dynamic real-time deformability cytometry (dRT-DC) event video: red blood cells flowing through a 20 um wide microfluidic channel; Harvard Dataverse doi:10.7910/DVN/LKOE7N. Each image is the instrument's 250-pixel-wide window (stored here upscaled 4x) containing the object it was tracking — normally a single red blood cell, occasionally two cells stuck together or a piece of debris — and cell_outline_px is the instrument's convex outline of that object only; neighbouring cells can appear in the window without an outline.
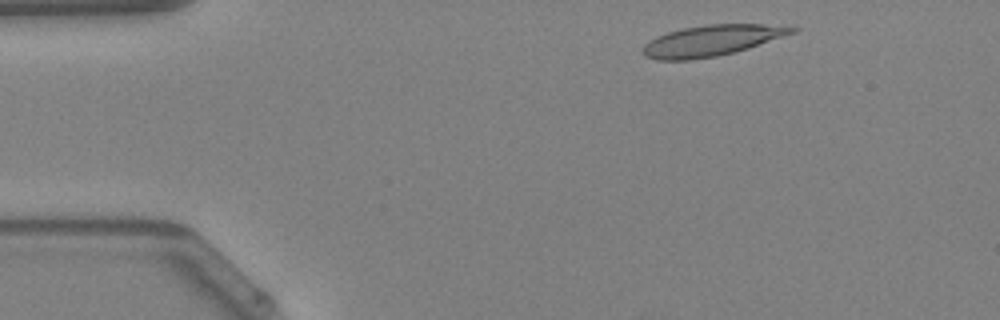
{"species": "Egyptian fruit bat (a non-hibernating species)", "species_latin": "Rousettus aegyptiacus", "temperature_condition": "warm", "stored_images_in_passage": 44, "camera_frame_rate_fps": 3000, "um_per_image_px": 0.085, "animal": {"sex": "female"}, "frame": {"image": 1, "passage_image": 3, "time_ms": 0.667, "image_size_px": [1000, 320], "cell_outline_px": [[800, 28], [796, 32], [736, 52], [716, 56], [692, 60], [656, 60], [644, 56], [644, 44], [648, 40], [656, 36], [680, 28], [704, 24], [760, 24]], "centroid_in_image_um": [60.45, 3.45], "position_along_channel_um": 24.5, "area_um2": 26.88}}
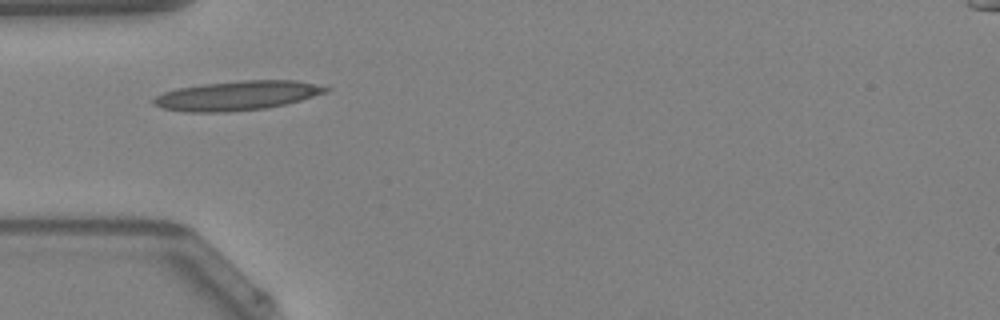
{"frame": {"image": 2, "passage_image": 11, "time_ms": 3.333, "image_size_px": [1000, 320], "cell_outline_px": [[332, 88], [328, 92], [288, 104], [264, 108], [228, 112], [184, 112], [160, 108], [152, 104], [152, 100], [156, 96], [164, 92], [176, 88], [200, 84], [244, 80], [296, 80]], "centroid_in_image_um": [20.14, 8.13], "position_along_channel_um": 64.9, "area_um2": 29.77}}
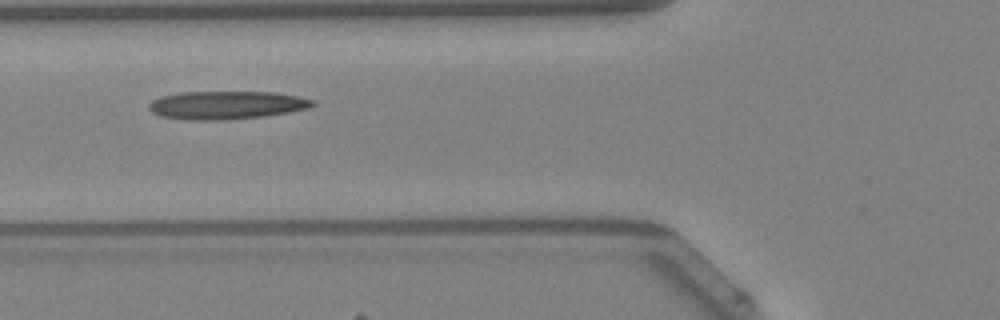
{"frame": {"image": 3, "passage_image": 14, "time_ms": 4.333, "image_size_px": [1000, 320], "cell_outline_px": [[316, 104], [308, 108], [288, 112], [264, 116], [228, 120], [188, 120], [160, 116], [152, 112], [148, 108], [148, 104], [152, 100], [160, 96], [180, 92], [276, 92], [316, 100]], "centroid_in_image_um": [19.23, 8.93], "position_along_channel_um": 106.6, "area_um2": 27.05}}